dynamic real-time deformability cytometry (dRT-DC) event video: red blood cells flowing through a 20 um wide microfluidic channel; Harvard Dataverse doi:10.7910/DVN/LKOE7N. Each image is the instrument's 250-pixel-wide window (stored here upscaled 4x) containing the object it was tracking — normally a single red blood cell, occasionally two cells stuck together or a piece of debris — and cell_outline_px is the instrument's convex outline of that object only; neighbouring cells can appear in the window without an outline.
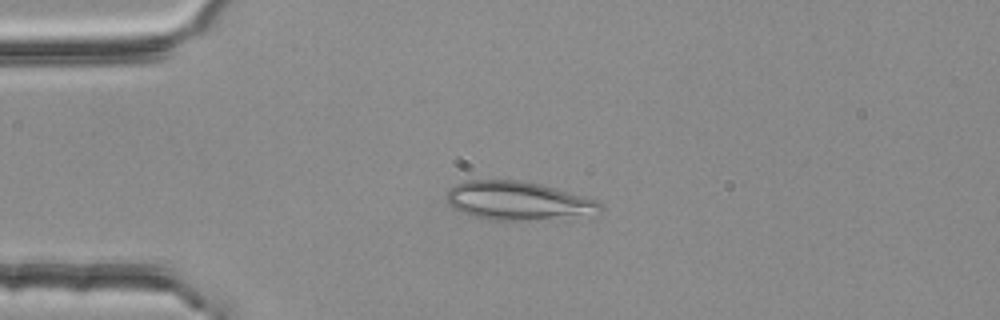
{"species": "common noctule bat (a hibernating species)", "species_latin": "Nyctalus noctula", "temperature_condition": "room temperature", "stored_images_in_passage": 3, "camera_frame_rate_fps": 3000, "um_per_image_px": 0.085, "animal": {"sex": "female", "body_mass_g": 25.1}, "frame": {"image": 1, "passage_image": 1, "time_ms": 0.0, "image_size_px": [1000, 320], "cell_outline_px": [[604, 208], [572, 220], [488, 220], [472, 216], [460, 212], [452, 208], [448, 204], [448, 188], [464, 180], [520, 180], [540, 184], [556, 188], [584, 196], [596, 200], [604, 204]], "centroid_in_image_um": [44.06, 17.09], "position_along_channel_um": 40.9, "area_um2": 35.26}}